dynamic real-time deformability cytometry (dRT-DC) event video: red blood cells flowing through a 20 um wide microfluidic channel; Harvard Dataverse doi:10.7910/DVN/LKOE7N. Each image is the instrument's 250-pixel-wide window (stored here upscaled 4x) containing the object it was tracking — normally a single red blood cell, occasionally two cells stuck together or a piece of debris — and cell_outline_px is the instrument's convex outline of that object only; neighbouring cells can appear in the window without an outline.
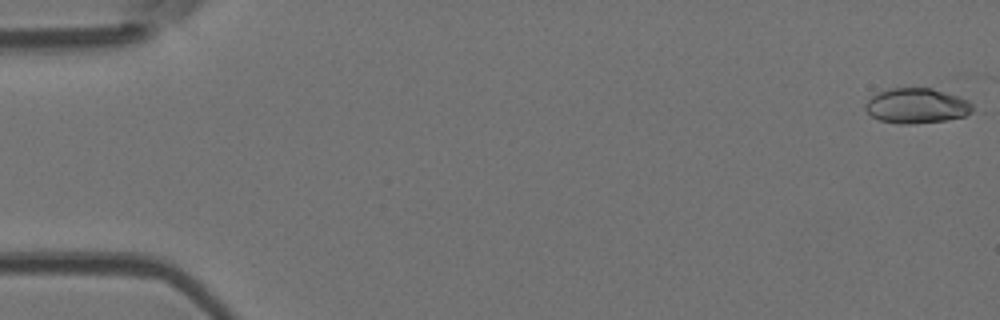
{"species": "Egyptian fruit bat (a non-hibernating species)", "species_latin": "Rousettus aegyptiacus", "temperature_condition": "room temperature", "stored_images_in_passage": 21, "segment_of_instrument_passage": [1, 2], "camera_frame_rate_fps": 3000, "um_per_image_px": 0.085, "animal": {"sex": "female"}, "frame": {"image": 1, "passage_image": 1, "time_ms": 0.0, "image_size_px": [1000, 320], "cell_outline_px": [[976, 108], [972, 112], [964, 116], [944, 120], [912, 124], [900, 124], [880, 120], [872, 116], [864, 108], [864, 104], [876, 92], [888, 88], [932, 88], [960, 96], [968, 100]], "centroid_in_image_um": [77.92, 8.98], "position_along_channel_um": 7.1, "area_um2": 22.14}}
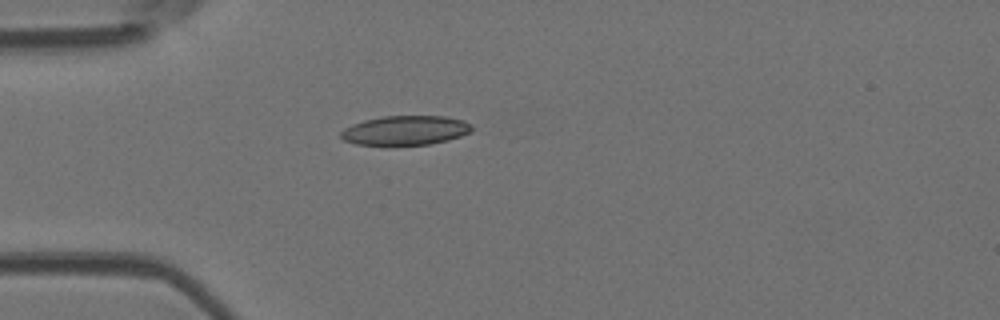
{"frame": {"image": 2, "passage_image": 15, "time_ms": 4.667, "image_size_px": [1000, 320], "cell_outline_px": [[472, 132], [448, 140], [428, 144], [384, 148], [356, 144], [344, 140], [340, 136], [340, 132], [344, 128], [352, 124], [364, 120], [384, 116], [444, 116], [464, 120], [472, 124]], "centroid_in_image_um": [34.42, 11.12], "position_along_channel_um": 50.6, "area_um2": 23.29}}